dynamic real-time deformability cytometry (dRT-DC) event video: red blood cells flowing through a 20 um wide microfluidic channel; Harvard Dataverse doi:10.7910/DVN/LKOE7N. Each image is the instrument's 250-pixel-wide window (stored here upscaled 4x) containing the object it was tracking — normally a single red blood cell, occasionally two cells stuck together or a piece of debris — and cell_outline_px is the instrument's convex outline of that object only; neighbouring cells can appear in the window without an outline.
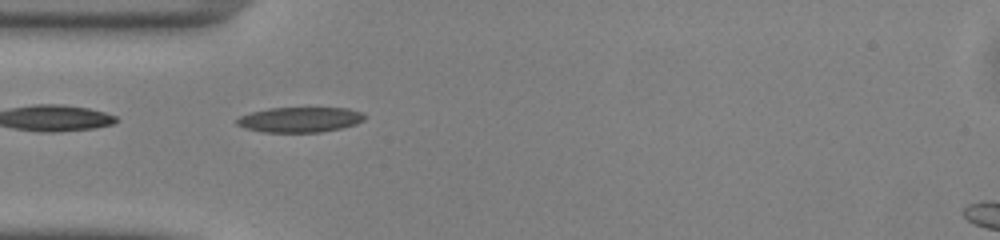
{"species": "common noctule bat (a hibernating species)", "species_latin": "Nyctalus noctula", "temperature_condition": "warm", "stored_images_in_passage": 29, "camera_frame_rate_fps": 3000, "um_per_image_px": 0.085, "animal": {"sex": "male", "body_mass_g": 13.0, "forearm_length_mm": 53.1}, "frame": {"image": 1, "passage_image": 1, "time_ms": 0.0, "image_size_px": [1000, 240], "cell_outline_px": [[368, 116], [364, 120], [356, 124], [340, 128], [320, 132], [264, 132], [244, 128], [236, 124], [236, 120], [240, 116], [252, 112], [268, 108], [348, 108], [360, 112]], "centroid_in_image_um": [25.5, 10.17], "position_along_channel_um": 59.5, "area_um2": 18.73}}
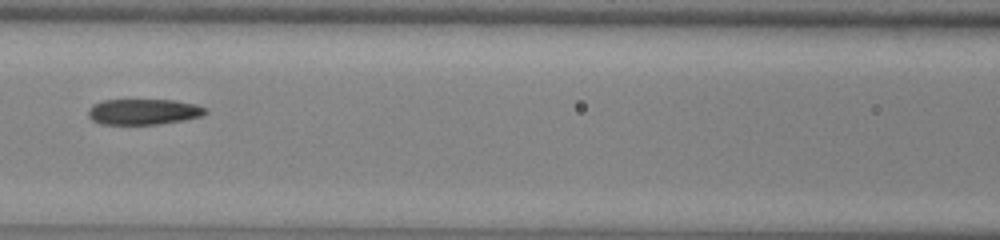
{"frame": {"image": 2, "passage_image": 8, "time_ms": 2.333, "image_size_px": [1000, 240], "cell_outline_px": [[208, 112], [204, 116], [184, 120], [156, 124], [100, 124], [92, 120], [88, 116], [88, 108], [92, 104], [100, 100], [176, 100], [196, 104], [208, 108]], "centroid_in_image_um": [12.22, 9.49], "position_along_channel_um": 154.4, "area_um2": 17.86}}
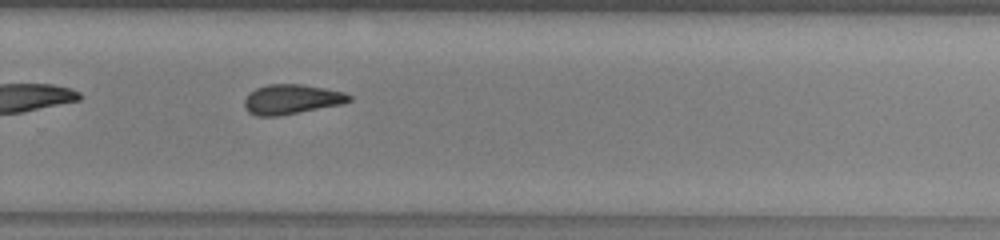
{"frame": {"image": 3, "passage_image": 19, "time_ms": 6.0, "image_size_px": [1000, 240], "cell_outline_px": [[352, 100], [340, 104], [280, 116], [256, 116], [248, 112], [244, 104], [244, 100], [248, 92], [256, 88], [268, 84], [300, 84], [324, 88], [344, 92], [352, 96]], "centroid_in_image_um": [24.74, 8.44], "position_along_channel_um": 305.1, "area_um2": 18.15}, "authors_computed_cell_mechanics": {"area_um2": 18.1492, "velocity_mm_per_s": 4.1247, "shape_relaxation_time_tau1_ms": 9.3789, "shape_relaxation_time_tau2_ms": 4.3997, "deformation_change_tau1": 0.1893, "deformation_change_tau2": 0.1442}}